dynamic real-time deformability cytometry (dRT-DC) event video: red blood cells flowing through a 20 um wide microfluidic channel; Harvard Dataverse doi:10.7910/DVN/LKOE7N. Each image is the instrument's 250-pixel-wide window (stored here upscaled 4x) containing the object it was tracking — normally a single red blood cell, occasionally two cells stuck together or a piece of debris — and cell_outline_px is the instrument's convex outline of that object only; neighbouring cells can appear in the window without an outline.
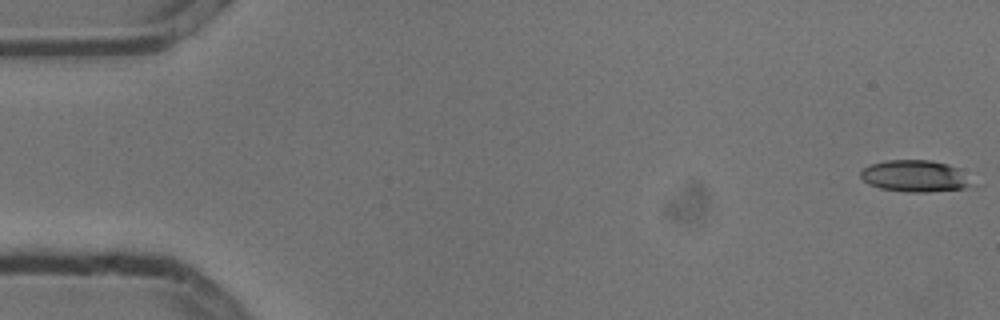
{"species": "common noctule bat (a hibernating species)", "species_latin": "Nyctalus noctula", "temperature_condition": "cold", "stored_images_in_passage": 6, "camera_frame_rate_fps": 3000, "um_per_image_px": 0.085, "animal": {"sex": "male", "body_mass_g": 13.3}, "frame": {"image": 1, "passage_image": 1, "time_ms": 0.0, "image_size_px": [1000, 320], "cell_outline_px": [[976, 184], [964, 188], [928, 192], [904, 192], [880, 188], [868, 184], [860, 176], [860, 172], [864, 168], [872, 164], [888, 160], [932, 160], [948, 164], [956, 168]], "centroid_in_image_um": [77.77, 14.97], "position_along_channel_um": 7.2, "area_um2": 20.46}}
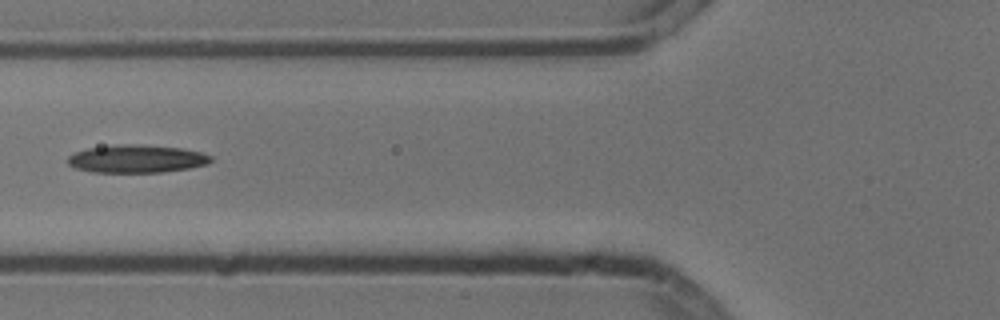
{"frame": {"image": 2, "passage_image": 6, "time_ms": 1.667, "image_size_px": [1000, 320], "cell_outline_px": [[212, 160], [208, 164], [188, 168], [160, 172], [92, 172], [76, 168], [68, 164], [68, 156], [76, 152], [88, 148], [116, 144], [136, 144], [180, 148], [200, 152], [212, 156]], "centroid_in_image_um": [11.6, 13.49], "position_along_channel_um": 114.2, "area_um2": 23.12}}